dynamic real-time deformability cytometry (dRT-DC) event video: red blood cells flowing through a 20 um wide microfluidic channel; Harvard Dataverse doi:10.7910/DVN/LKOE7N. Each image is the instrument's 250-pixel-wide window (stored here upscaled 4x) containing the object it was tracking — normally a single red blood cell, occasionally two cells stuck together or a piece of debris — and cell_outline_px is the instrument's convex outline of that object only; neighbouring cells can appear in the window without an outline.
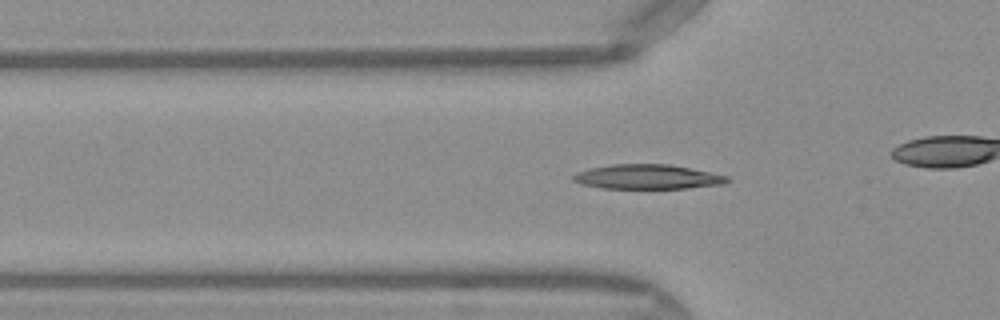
{"species": "Egyptian fruit bat (a non-hibernating species)", "species_latin": "Rousettus aegyptiacus", "temperature_condition": "warm", "stored_images_in_passage": 51, "camera_frame_rate_fps": 3000, "um_per_image_px": 0.085, "frame": {"image": 1, "passage_image": 17, "time_ms": 5.333, "image_size_px": [1000, 320], "cell_outline_px": [[732, 180], [724, 184], [688, 188], [600, 188], [580, 184], [572, 180], [572, 176], [576, 172], [588, 168], [612, 164], [668, 164], [728, 176]], "centroid_in_image_um": [54.99, 15.03], "position_along_channel_um": 70.8, "area_um2": 22.08}}
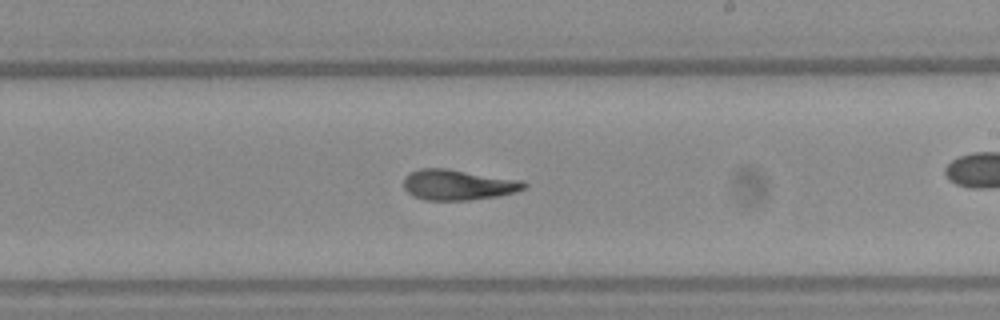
{"frame": {"image": 2, "passage_image": 30, "time_ms": 9.667, "image_size_px": [1000, 320], "cell_outline_px": [[528, 184], [524, 188], [516, 192], [496, 196], [468, 200], [424, 200], [412, 196], [404, 188], [404, 176], [420, 168], [444, 168], [520, 180]], "centroid_in_image_um": [38.89, 15.71], "position_along_channel_um": 250.1, "area_um2": 21.21}}
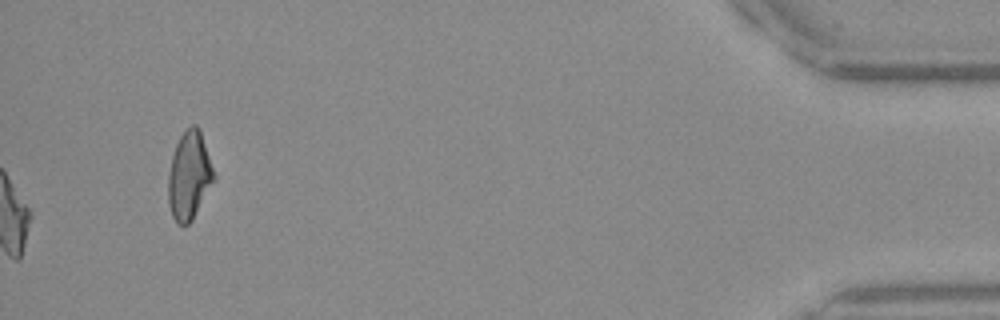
{"frame": {"image": 3, "passage_image": 51, "time_ms": 16.667, "image_size_px": [1000, 320], "cell_outline_px": [[216, 180], [192, 220], [188, 224], [176, 224], [172, 216], [168, 204], [168, 176], [172, 156], [176, 144], [180, 136], [192, 124], [196, 124], [200, 128], [216, 176]], "centroid_in_image_um": [16.1, 14.94], "position_along_channel_um": 419.1, "area_um2": 23.7}, "authors_computed_cell_mechanics": {"area_um2": 20.9236, "velocity_mm_per_s": 4.1231, "shape_relaxation_time_tau1_ms": null, "shape_relaxation_time_tau2_ms": 2.3539, "deformation_change_tau1": null, "deformation_change_tau2": 0.1024}}